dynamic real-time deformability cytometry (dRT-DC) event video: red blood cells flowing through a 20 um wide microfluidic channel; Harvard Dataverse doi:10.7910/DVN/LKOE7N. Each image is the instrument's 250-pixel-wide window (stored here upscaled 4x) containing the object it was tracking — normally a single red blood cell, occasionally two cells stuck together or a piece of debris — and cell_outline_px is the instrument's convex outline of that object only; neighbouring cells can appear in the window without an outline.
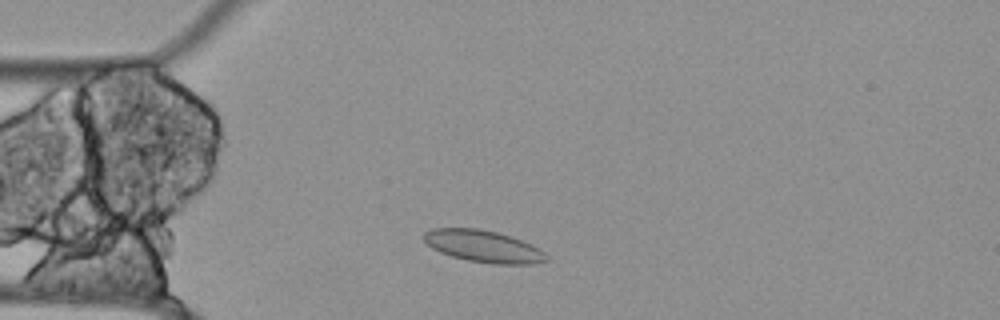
{"species": "Egyptian fruit bat (a non-hibernating species)", "species_latin": "Rousettus aegyptiacus", "temperature_condition": "cold", "stored_images_in_passage": 48, "camera_frame_rate_fps": 3000, "um_per_image_px": 0.085, "animal": {"sex": "female"}, "frame": {"image": 1, "passage_image": 6, "time_ms": 1.667, "image_size_px": [1000, 320], "cell_outline_px": [[552, 260], [532, 264], [492, 264], [468, 260], [452, 256], [440, 252], [432, 248], [424, 240], [424, 232], [432, 228], [480, 228], [496, 232], [520, 240], [540, 248]], "centroid_in_image_um": [41.11, 20.94], "position_along_channel_um": 43.9, "area_um2": 22.83}}
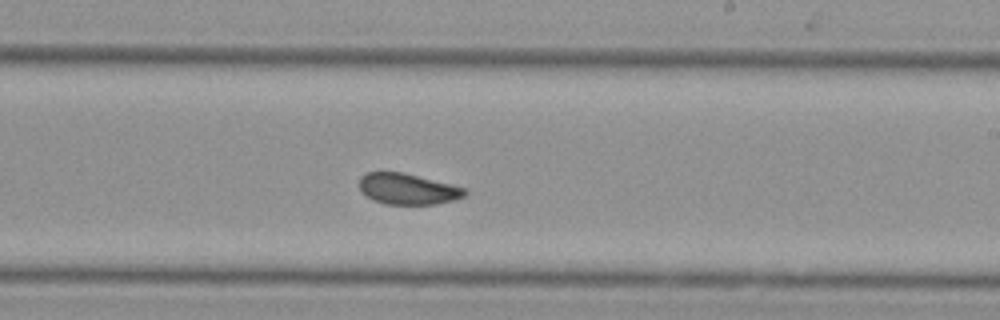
{"frame": {"image": 2, "passage_image": 25, "time_ms": 8.0, "image_size_px": [1000, 320], "cell_outline_px": [[468, 192], [464, 196], [456, 200], [436, 204], [384, 204], [372, 200], [360, 192], [360, 176], [368, 172], [404, 172], [464, 188]], "centroid_in_image_um": [34.63, 16.07], "position_along_channel_um": 254.4, "area_um2": 19.07}}
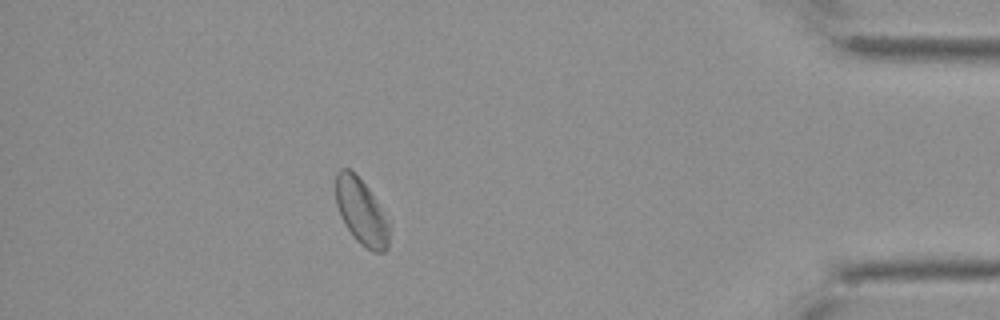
{"frame": {"image": 3, "passage_image": 42, "time_ms": 13.667, "image_size_px": [1000, 320], "cell_outline_px": [[388, 248], [384, 252], [372, 252], [360, 244], [356, 240], [344, 224], [340, 216], [336, 204], [336, 172], [340, 168], [352, 168], [356, 172], [368, 188], [388, 224]], "centroid_in_image_um": [30.66, 17.97], "position_along_channel_um": 404.5, "area_um2": 20.35}, "authors_computed_cell_mechanics": {"area_um2": 20.4901, "velocity_mm_per_s": 3.4487, "shape_relaxation_time_tau1_ms": null, "shape_relaxation_time_tau2_ms": 3.4204, "deformation_change_tau1": null, "deformation_change_tau2": 0.0797}}